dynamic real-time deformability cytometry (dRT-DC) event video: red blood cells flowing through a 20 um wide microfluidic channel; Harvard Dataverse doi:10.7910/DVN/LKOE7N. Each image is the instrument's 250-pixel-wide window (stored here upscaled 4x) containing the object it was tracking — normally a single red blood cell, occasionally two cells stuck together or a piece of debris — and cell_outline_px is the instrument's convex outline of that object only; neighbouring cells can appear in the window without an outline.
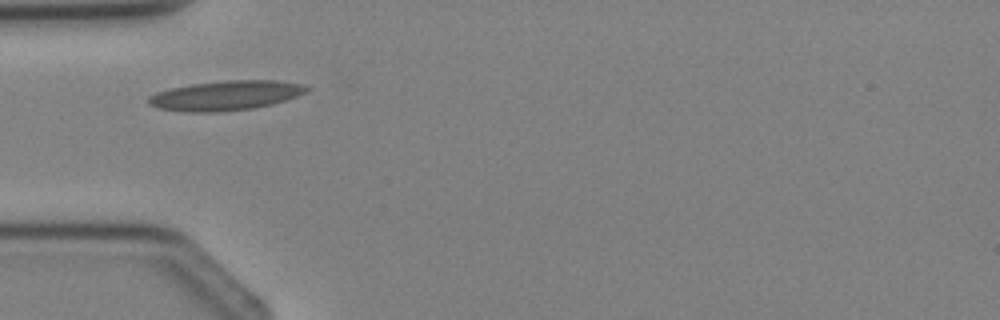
{"species": "Egyptian fruit bat (a non-hibernating species)", "species_latin": "Rousettus aegyptiacus", "temperature_condition": "cold", "stored_images_in_passage": 3, "camera_frame_rate_fps": 3000, "um_per_image_px": 0.085, "animal": {"sex": "female"}, "frame": {"image": 1, "passage_image": 3, "time_ms": 2.333, "image_size_px": [1000, 320], "cell_outline_px": [[312, 88], [308, 92], [272, 104], [252, 108], [220, 112], [188, 112], [156, 108], [148, 104], [148, 96], [156, 92], [172, 88], [192, 84], [228, 80], [276, 80], [304, 84]], "centroid_in_image_um": [19.2, 8.12], "position_along_channel_um": 65.8, "area_um2": 27.4}}